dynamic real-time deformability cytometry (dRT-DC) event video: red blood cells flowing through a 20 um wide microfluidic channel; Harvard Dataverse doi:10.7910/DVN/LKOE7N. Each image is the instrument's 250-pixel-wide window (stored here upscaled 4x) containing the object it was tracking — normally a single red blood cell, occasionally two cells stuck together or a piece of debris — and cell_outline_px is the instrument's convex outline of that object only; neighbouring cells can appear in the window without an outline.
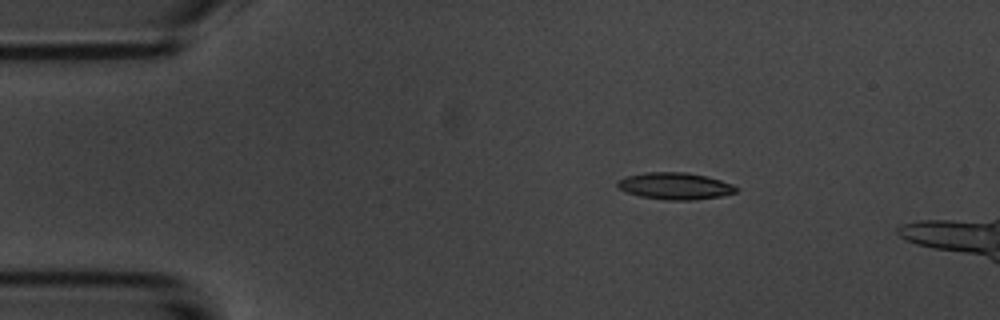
{"species": "common noctule bat (a hibernating species)", "species_latin": "Nyctalus noctula", "temperature_condition": "room temperature", "stored_images_in_passage": 9, "camera_frame_rate_fps": 3000, "um_per_image_px": 0.085, "animal": {"sex": "male", "body_mass_g": 20.1, "forearm_length_mm": 53.5}, "frame": {"image": 1, "passage_image": 1, "time_ms": 0.0, "image_size_px": [1000, 320], "cell_outline_px": [[736, 192], [720, 196], [692, 200], [664, 200], [640, 196], [628, 192], [620, 188], [616, 184], [616, 180], [628, 176], [644, 172], [684, 172], [704, 176], [720, 180], [732, 184], [736, 188]], "centroid_in_image_um": [57.34, 15.81], "position_along_channel_um": 27.7, "area_um2": 18.32}}
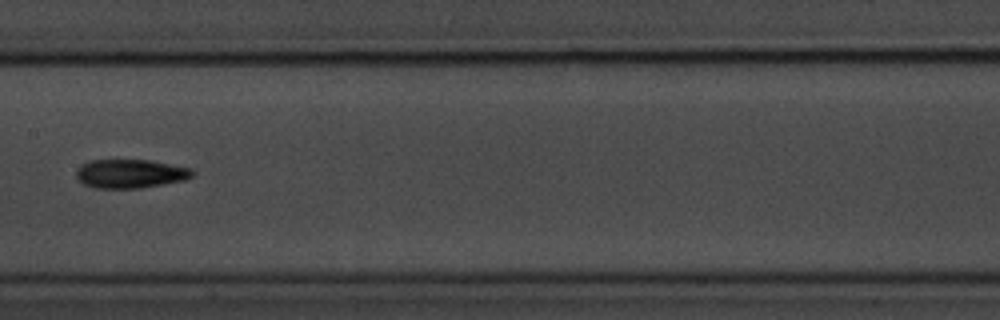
{"frame": {"image": 2, "passage_image": 6, "time_ms": 6.0, "image_size_px": [1000, 320], "cell_outline_px": [[192, 176], [184, 180], [140, 188], [96, 188], [84, 184], [76, 176], [76, 168], [80, 164], [88, 160], [152, 160], [188, 168], [192, 172]], "centroid_in_image_um": [11.01, 14.75], "position_along_channel_um": 196.4, "area_um2": 19.36}}